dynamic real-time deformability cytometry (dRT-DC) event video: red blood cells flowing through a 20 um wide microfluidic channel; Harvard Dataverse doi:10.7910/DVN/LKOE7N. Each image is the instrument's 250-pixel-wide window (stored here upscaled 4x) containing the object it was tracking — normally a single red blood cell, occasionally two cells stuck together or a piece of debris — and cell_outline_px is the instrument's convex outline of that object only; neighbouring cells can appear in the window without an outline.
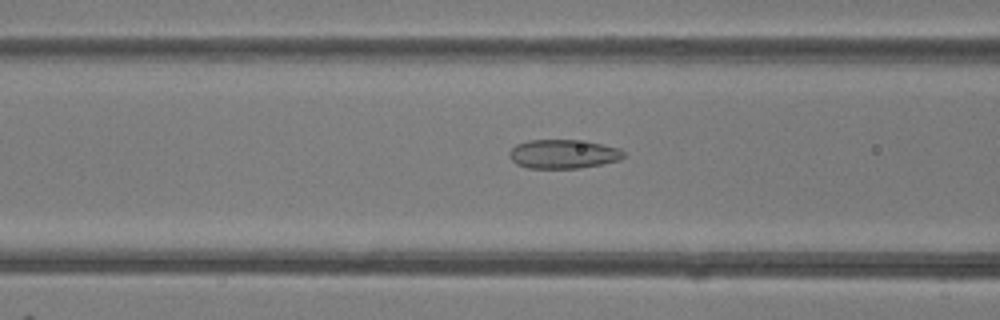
{"species": "common noctule bat (a hibernating species)", "species_latin": "Nyctalus noctula", "temperature_condition": "room temperature", "stored_images_in_passage": 49, "camera_frame_rate_fps": 3000, "um_per_image_px": 0.085, "animal": {"sex": "female"}, "frame": {"image": 1, "passage_image": 20, "time_ms": 6.333, "image_size_px": [1000, 320], "cell_outline_px": [[624, 156], [620, 160], [580, 168], [528, 168], [516, 164], [508, 156], [508, 152], [516, 144], [528, 140], [576, 140], [600, 144], [620, 148], [624, 152]], "centroid_in_image_um": [47.84, 13.09], "position_along_channel_um": 118.8, "area_um2": 19.25}}
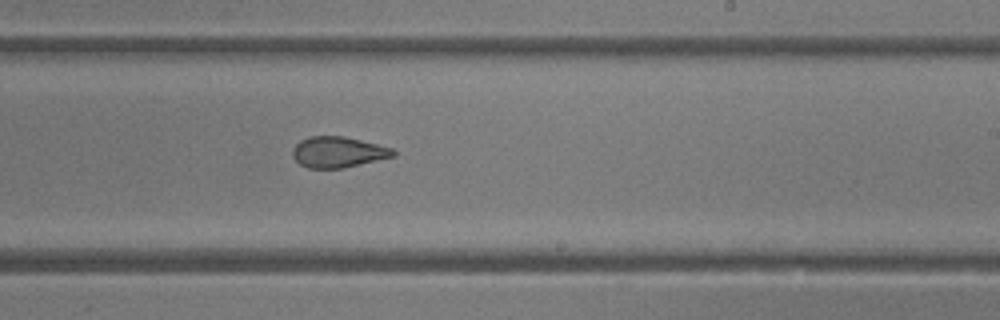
{"frame": {"image": 2, "passage_image": 30, "time_ms": 9.667, "image_size_px": [1000, 320], "cell_outline_px": [[396, 156], [344, 168], [308, 168], [300, 164], [292, 156], [292, 148], [300, 140], [308, 136], [344, 136], [392, 148], [396, 152]], "centroid_in_image_um": [28.72, 12.93], "position_along_channel_um": 260.3, "area_um2": 18.15}}
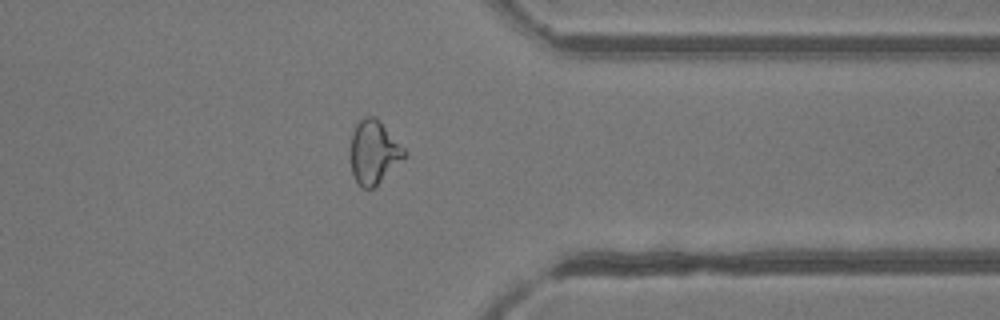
{"frame": {"image": 3, "passage_image": 39, "time_ms": 12.667, "image_size_px": [1000, 320], "cell_outline_px": [[408, 156], [372, 188], [364, 188], [356, 184], [352, 176], [352, 132], [356, 124], [364, 116], [376, 116], [408, 152]], "centroid_in_image_um": [31.8, 12.92], "position_along_channel_um": 379.6, "area_um2": 19.88}, "authors_computed_cell_mechanics": {"area_um2": 20.808, "velocity_mm_per_s": 4.2479, "shape_relaxation_time_tau1_ms": null, "shape_relaxation_time_tau2_ms": 1.8081, "deformation_change_tau1": null, "deformation_change_tau2": 0.0925}}